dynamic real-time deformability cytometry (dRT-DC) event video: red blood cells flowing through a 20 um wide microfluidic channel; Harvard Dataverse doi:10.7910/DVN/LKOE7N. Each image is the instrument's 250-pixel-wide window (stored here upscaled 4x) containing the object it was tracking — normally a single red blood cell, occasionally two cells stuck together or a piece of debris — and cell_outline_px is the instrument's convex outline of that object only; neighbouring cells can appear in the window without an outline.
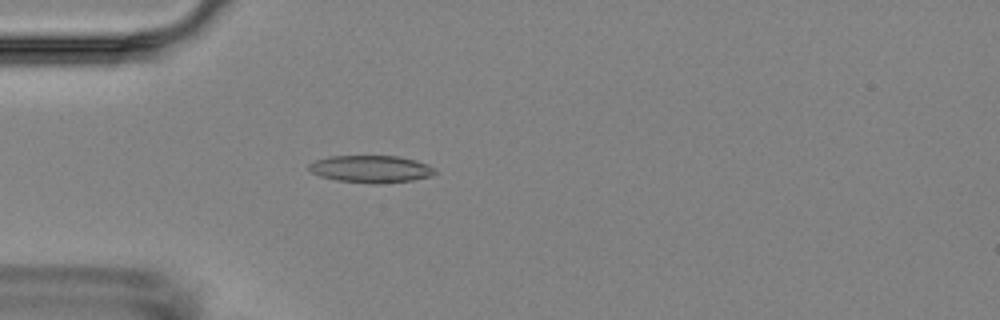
{"species": "Egyptian fruit bat (a non-hibernating species)", "species_latin": "Rousettus aegyptiacus", "temperature_condition": "room temperature", "stored_images_in_passage": 2, "camera_frame_rate_fps": 3000, "um_per_image_px": 0.085, "animal": {"sex": "female"}, "frame": {"image": 1, "passage_image": 2, "time_ms": 1.333, "image_size_px": [1000, 320], "cell_outline_px": [[436, 172], [432, 176], [412, 180], [376, 184], [372, 184], [336, 180], [320, 176], [312, 172], [308, 168], [308, 164], [316, 160], [332, 156], [396, 156], [416, 160], [428, 164], [436, 168]], "centroid_in_image_um": [31.56, 14.37], "position_along_channel_um": 53.4, "area_um2": 20.06}}